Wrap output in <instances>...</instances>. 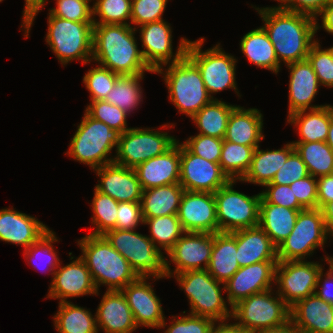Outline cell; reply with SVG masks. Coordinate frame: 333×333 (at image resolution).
<instances>
[{"instance_id": "67", "label": "cell", "mask_w": 333, "mask_h": 333, "mask_svg": "<svg viewBox=\"0 0 333 333\" xmlns=\"http://www.w3.org/2000/svg\"><path fill=\"white\" fill-rule=\"evenodd\" d=\"M327 49H328V51L330 52L331 56L333 57V46H331V47H329V48H327Z\"/></svg>"}, {"instance_id": "40", "label": "cell", "mask_w": 333, "mask_h": 333, "mask_svg": "<svg viewBox=\"0 0 333 333\" xmlns=\"http://www.w3.org/2000/svg\"><path fill=\"white\" fill-rule=\"evenodd\" d=\"M255 148L223 139L220 167L229 180H242L248 172Z\"/></svg>"}, {"instance_id": "1", "label": "cell", "mask_w": 333, "mask_h": 333, "mask_svg": "<svg viewBox=\"0 0 333 333\" xmlns=\"http://www.w3.org/2000/svg\"><path fill=\"white\" fill-rule=\"evenodd\" d=\"M251 6L260 15L280 65L307 59L311 46L318 40L315 18L279 7Z\"/></svg>"}, {"instance_id": "35", "label": "cell", "mask_w": 333, "mask_h": 333, "mask_svg": "<svg viewBox=\"0 0 333 333\" xmlns=\"http://www.w3.org/2000/svg\"><path fill=\"white\" fill-rule=\"evenodd\" d=\"M301 210L289 209L272 203L259 204V226L278 247L292 232Z\"/></svg>"}, {"instance_id": "58", "label": "cell", "mask_w": 333, "mask_h": 333, "mask_svg": "<svg viewBox=\"0 0 333 333\" xmlns=\"http://www.w3.org/2000/svg\"><path fill=\"white\" fill-rule=\"evenodd\" d=\"M328 265L329 268L326 273H324L325 268H323L318 275L315 294H317L324 301L333 304V263L329 262Z\"/></svg>"}, {"instance_id": "29", "label": "cell", "mask_w": 333, "mask_h": 333, "mask_svg": "<svg viewBox=\"0 0 333 333\" xmlns=\"http://www.w3.org/2000/svg\"><path fill=\"white\" fill-rule=\"evenodd\" d=\"M236 247L240 267L262 261H278L277 247L259 225L236 230Z\"/></svg>"}, {"instance_id": "59", "label": "cell", "mask_w": 333, "mask_h": 333, "mask_svg": "<svg viewBox=\"0 0 333 333\" xmlns=\"http://www.w3.org/2000/svg\"><path fill=\"white\" fill-rule=\"evenodd\" d=\"M333 201V174L317 178V208Z\"/></svg>"}, {"instance_id": "31", "label": "cell", "mask_w": 333, "mask_h": 333, "mask_svg": "<svg viewBox=\"0 0 333 333\" xmlns=\"http://www.w3.org/2000/svg\"><path fill=\"white\" fill-rule=\"evenodd\" d=\"M294 145L288 142L280 149L261 150L255 148L250 168L239 182L264 186L270 183L277 171L284 165L289 155L294 151Z\"/></svg>"}, {"instance_id": "63", "label": "cell", "mask_w": 333, "mask_h": 333, "mask_svg": "<svg viewBox=\"0 0 333 333\" xmlns=\"http://www.w3.org/2000/svg\"><path fill=\"white\" fill-rule=\"evenodd\" d=\"M255 333H298L296 329L294 328L291 321L286 323L285 325L276 327V328H270L266 330H261Z\"/></svg>"}, {"instance_id": "4", "label": "cell", "mask_w": 333, "mask_h": 333, "mask_svg": "<svg viewBox=\"0 0 333 333\" xmlns=\"http://www.w3.org/2000/svg\"><path fill=\"white\" fill-rule=\"evenodd\" d=\"M156 73L162 75L169 93L168 100L178 112L189 118L213 100L199 69L186 55L177 62L159 68Z\"/></svg>"}, {"instance_id": "14", "label": "cell", "mask_w": 333, "mask_h": 333, "mask_svg": "<svg viewBox=\"0 0 333 333\" xmlns=\"http://www.w3.org/2000/svg\"><path fill=\"white\" fill-rule=\"evenodd\" d=\"M323 268L318 261H278L275 268L277 294L292 307L315 293L318 275Z\"/></svg>"}, {"instance_id": "50", "label": "cell", "mask_w": 333, "mask_h": 333, "mask_svg": "<svg viewBox=\"0 0 333 333\" xmlns=\"http://www.w3.org/2000/svg\"><path fill=\"white\" fill-rule=\"evenodd\" d=\"M56 7L49 8L55 17L76 22H93L92 0H55Z\"/></svg>"}, {"instance_id": "36", "label": "cell", "mask_w": 333, "mask_h": 333, "mask_svg": "<svg viewBox=\"0 0 333 333\" xmlns=\"http://www.w3.org/2000/svg\"><path fill=\"white\" fill-rule=\"evenodd\" d=\"M53 323L57 333H100L96 313L70 301L59 303Z\"/></svg>"}, {"instance_id": "25", "label": "cell", "mask_w": 333, "mask_h": 333, "mask_svg": "<svg viewBox=\"0 0 333 333\" xmlns=\"http://www.w3.org/2000/svg\"><path fill=\"white\" fill-rule=\"evenodd\" d=\"M181 142L165 153L139 164L136 174L143 190L180 183Z\"/></svg>"}, {"instance_id": "38", "label": "cell", "mask_w": 333, "mask_h": 333, "mask_svg": "<svg viewBox=\"0 0 333 333\" xmlns=\"http://www.w3.org/2000/svg\"><path fill=\"white\" fill-rule=\"evenodd\" d=\"M143 76L144 74L119 76L105 101L118 106L128 114L133 113L143 102V89L140 83L144 79Z\"/></svg>"}, {"instance_id": "21", "label": "cell", "mask_w": 333, "mask_h": 333, "mask_svg": "<svg viewBox=\"0 0 333 333\" xmlns=\"http://www.w3.org/2000/svg\"><path fill=\"white\" fill-rule=\"evenodd\" d=\"M177 215L185 232H219L214 193L185 190Z\"/></svg>"}, {"instance_id": "33", "label": "cell", "mask_w": 333, "mask_h": 333, "mask_svg": "<svg viewBox=\"0 0 333 333\" xmlns=\"http://www.w3.org/2000/svg\"><path fill=\"white\" fill-rule=\"evenodd\" d=\"M240 50L248 62L257 67L267 69L274 74L281 70L273 44L270 42L267 32L262 26L252 29L240 40Z\"/></svg>"}, {"instance_id": "42", "label": "cell", "mask_w": 333, "mask_h": 333, "mask_svg": "<svg viewBox=\"0 0 333 333\" xmlns=\"http://www.w3.org/2000/svg\"><path fill=\"white\" fill-rule=\"evenodd\" d=\"M54 242H59V239L56 233L50 229L36 243L23 250V256L29 265L37 270L48 271L52 278L61 262L58 252L55 251Z\"/></svg>"}, {"instance_id": "22", "label": "cell", "mask_w": 333, "mask_h": 333, "mask_svg": "<svg viewBox=\"0 0 333 333\" xmlns=\"http://www.w3.org/2000/svg\"><path fill=\"white\" fill-rule=\"evenodd\" d=\"M93 171L100 179L94 187L97 191L117 202H140L143 189L135 169L112 162Z\"/></svg>"}, {"instance_id": "52", "label": "cell", "mask_w": 333, "mask_h": 333, "mask_svg": "<svg viewBox=\"0 0 333 333\" xmlns=\"http://www.w3.org/2000/svg\"><path fill=\"white\" fill-rule=\"evenodd\" d=\"M310 175L306 164L300 155L294 150L287 158L284 165L274 175L272 181L267 184L290 185Z\"/></svg>"}, {"instance_id": "9", "label": "cell", "mask_w": 333, "mask_h": 333, "mask_svg": "<svg viewBox=\"0 0 333 333\" xmlns=\"http://www.w3.org/2000/svg\"><path fill=\"white\" fill-rule=\"evenodd\" d=\"M205 38L195 41L189 40L186 48V56L199 69L205 87L212 97L223 90L232 89L238 97H241L236 81V63L238 59L232 54L226 53L220 43L203 51Z\"/></svg>"}, {"instance_id": "15", "label": "cell", "mask_w": 333, "mask_h": 333, "mask_svg": "<svg viewBox=\"0 0 333 333\" xmlns=\"http://www.w3.org/2000/svg\"><path fill=\"white\" fill-rule=\"evenodd\" d=\"M135 30L139 32L140 42H142V56L153 72L181 60L186 55L189 39L181 37L174 53L172 27L165 19L143 24Z\"/></svg>"}, {"instance_id": "6", "label": "cell", "mask_w": 333, "mask_h": 333, "mask_svg": "<svg viewBox=\"0 0 333 333\" xmlns=\"http://www.w3.org/2000/svg\"><path fill=\"white\" fill-rule=\"evenodd\" d=\"M169 278H175L180 289L184 290L190 314L211 318L215 322L231 320L232 307L222 294L225 293V284L215 280L206 269L189 270Z\"/></svg>"}, {"instance_id": "26", "label": "cell", "mask_w": 333, "mask_h": 333, "mask_svg": "<svg viewBox=\"0 0 333 333\" xmlns=\"http://www.w3.org/2000/svg\"><path fill=\"white\" fill-rule=\"evenodd\" d=\"M289 70L288 115L297 111L309 110L324 105H314L315 96L321 86L316 73L308 60L286 65Z\"/></svg>"}, {"instance_id": "55", "label": "cell", "mask_w": 333, "mask_h": 333, "mask_svg": "<svg viewBox=\"0 0 333 333\" xmlns=\"http://www.w3.org/2000/svg\"><path fill=\"white\" fill-rule=\"evenodd\" d=\"M290 188L304 209L317 208V178L308 175L290 184Z\"/></svg>"}, {"instance_id": "39", "label": "cell", "mask_w": 333, "mask_h": 333, "mask_svg": "<svg viewBox=\"0 0 333 333\" xmlns=\"http://www.w3.org/2000/svg\"><path fill=\"white\" fill-rule=\"evenodd\" d=\"M315 178L333 174V151L326 142H291Z\"/></svg>"}, {"instance_id": "65", "label": "cell", "mask_w": 333, "mask_h": 333, "mask_svg": "<svg viewBox=\"0 0 333 333\" xmlns=\"http://www.w3.org/2000/svg\"><path fill=\"white\" fill-rule=\"evenodd\" d=\"M330 238H333V229L329 233V239ZM323 258H324V262H327L326 264H328L329 262L333 263V256H328V254H327V255H325V257L323 256Z\"/></svg>"}, {"instance_id": "27", "label": "cell", "mask_w": 333, "mask_h": 333, "mask_svg": "<svg viewBox=\"0 0 333 333\" xmlns=\"http://www.w3.org/2000/svg\"><path fill=\"white\" fill-rule=\"evenodd\" d=\"M95 313L98 331L133 333L138 329L133 313L121 290H106Z\"/></svg>"}, {"instance_id": "2", "label": "cell", "mask_w": 333, "mask_h": 333, "mask_svg": "<svg viewBox=\"0 0 333 333\" xmlns=\"http://www.w3.org/2000/svg\"><path fill=\"white\" fill-rule=\"evenodd\" d=\"M131 25L94 24L92 62L122 75L153 72L138 48Z\"/></svg>"}, {"instance_id": "45", "label": "cell", "mask_w": 333, "mask_h": 333, "mask_svg": "<svg viewBox=\"0 0 333 333\" xmlns=\"http://www.w3.org/2000/svg\"><path fill=\"white\" fill-rule=\"evenodd\" d=\"M85 112L90 117L105 123L121 134L131 128L127 125V116H129V114L105 100L91 101L89 105L86 106Z\"/></svg>"}, {"instance_id": "60", "label": "cell", "mask_w": 333, "mask_h": 333, "mask_svg": "<svg viewBox=\"0 0 333 333\" xmlns=\"http://www.w3.org/2000/svg\"><path fill=\"white\" fill-rule=\"evenodd\" d=\"M321 17V24L318 23ZM323 29L325 32L333 35V0H330L325 8L321 11V13L316 18V32L318 30Z\"/></svg>"}, {"instance_id": "13", "label": "cell", "mask_w": 333, "mask_h": 333, "mask_svg": "<svg viewBox=\"0 0 333 333\" xmlns=\"http://www.w3.org/2000/svg\"><path fill=\"white\" fill-rule=\"evenodd\" d=\"M238 180H229L214 192L219 232H233L259 224L261 193L246 195L234 188Z\"/></svg>"}, {"instance_id": "7", "label": "cell", "mask_w": 333, "mask_h": 333, "mask_svg": "<svg viewBox=\"0 0 333 333\" xmlns=\"http://www.w3.org/2000/svg\"><path fill=\"white\" fill-rule=\"evenodd\" d=\"M45 42L64 67L73 60L92 62L93 22H76L48 13Z\"/></svg>"}, {"instance_id": "10", "label": "cell", "mask_w": 333, "mask_h": 333, "mask_svg": "<svg viewBox=\"0 0 333 333\" xmlns=\"http://www.w3.org/2000/svg\"><path fill=\"white\" fill-rule=\"evenodd\" d=\"M231 309V319L247 333L276 328L290 321V307L276 289L255 293L240 300Z\"/></svg>"}, {"instance_id": "64", "label": "cell", "mask_w": 333, "mask_h": 333, "mask_svg": "<svg viewBox=\"0 0 333 333\" xmlns=\"http://www.w3.org/2000/svg\"><path fill=\"white\" fill-rule=\"evenodd\" d=\"M326 143L329 145V147L333 151V115L331 116L328 135H327V138H326Z\"/></svg>"}, {"instance_id": "32", "label": "cell", "mask_w": 333, "mask_h": 333, "mask_svg": "<svg viewBox=\"0 0 333 333\" xmlns=\"http://www.w3.org/2000/svg\"><path fill=\"white\" fill-rule=\"evenodd\" d=\"M236 231L214 233V244L207 271L225 284L240 268L237 261Z\"/></svg>"}, {"instance_id": "17", "label": "cell", "mask_w": 333, "mask_h": 333, "mask_svg": "<svg viewBox=\"0 0 333 333\" xmlns=\"http://www.w3.org/2000/svg\"><path fill=\"white\" fill-rule=\"evenodd\" d=\"M228 181L219 163L195 155L181 142L180 185L184 190L214 193Z\"/></svg>"}, {"instance_id": "46", "label": "cell", "mask_w": 333, "mask_h": 333, "mask_svg": "<svg viewBox=\"0 0 333 333\" xmlns=\"http://www.w3.org/2000/svg\"><path fill=\"white\" fill-rule=\"evenodd\" d=\"M119 76L108 68L97 64L95 68L93 66L85 73L82 83L89 91L91 101L105 100Z\"/></svg>"}, {"instance_id": "43", "label": "cell", "mask_w": 333, "mask_h": 333, "mask_svg": "<svg viewBox=\"0 0 333 333\" xmlns=\"http://www.w3.org/2000/svg\"><path fill=\"white\" fill-rule=\"evenodd\" d=\"M93 216L91 223L94 229L92 235H104L115 228L119 202L94 188V196L90 204Z\"/></svg>"}, {"instance_id": "12", "label": "cell", "mask_w": 333, "mask_h": 333, "mask_svg": "<svg viewBox=\"0 0 333 333\" xmlns=\"http://www.w3.org/2000/svg\"><path fill=\"white\" fill-rule=\"evenodd\" d=\"M329 233L321 209L299 211L292 232L277 247L278 261L307 260L316 249L324 250Z\"/></svg>"}, {"instance_id": "61", "label": "cell", "mask_w": 333, "mask_h": 333, "mask_svg": "<svg viewBox=\"0 0 333 333\" xmlns=\"http://www.w3.org/2000/svg\"><path fill=\"white\" fill-rule=\"evenodd\" d=\"M230 320L227 321H218L215 322L209 333H247L236 323H230Z\"/></svg>"}, {"instance_id": "56", "label": "cell", "mask_w": 333, "mask_h": 333, "mask_svg": "<svg viewBox=\"0 0 333 333\" xmlns=\"http://www.w3.org/2000/svg\"><path fill=\"white\" fill-rule=\"evenodd\" d=\"M330 0H282L279 8L317 18Z\"/></svg>"}, {"instance_id": "23", "label": "cell", "mask_w": 333, "mask_h": 333, "mask_svg": "<svg viewBox=\"0 0 333 333\" xmlns=\"http://www.w3.org/2000/svg\"><path fill=\"white\" fill-rule=\"evenodd\" d=\"M290 321L298 333H333V304L314 293L290 307Z\"/></svg>"}, {"instance_id": "51", "label": "cell", "mask_w": 333, "mask_h": 333, "mask_svg": "<svg viewBox=\"0 0 333 333\" xmlns=\"http://www.w3.org/2000/svg\"><path fill=\"white\" fill-rule=\"evenodd\" d=\"M192 153L210 162L219 163L223 139L197 134L182 142Z\"/></svg>"}, {"instance_id": "66", "label": "cell", "mask_w": 333, "mask_h": 333, "mask_svg": "<svg viewBox=\"0 0 333 333\" xmlns=\"http://www.w3.org/2000/svg\"><path fill=\"white\" fill-rule=\"evenodd\" d=\"M274 1H278V5L277 6H267V7H280L282 0H274Z\"/></svg>"}, {"instance_id": "49", "label": "cell", "mask_w": 333, "mask_h": 333, "mask_svg": "<svg viewBox=\"0 0 333 333\" xmlns=\"http://www.w3.org/2000/svg\"><path fill=\"white\" fill-rule=\"evenodd\" d=\"M168 0H134L131 6V26L137 28L149 22L163 20ZM135 25V26H133Z\"/></svg>"}, {"instance_id": "54", "label": "cell", "mask_w": 333, "mask_h": 333, "mask_svg": "<svg viewBox=\"0 0 333 333\" xmlns=\"http://www.w3.org/2000/svg\"><path fill=\"white\" fill-rule=\"evenodd\" d=\"M144 223L140 202H119L114 229L134 230Z\"/></svg>"}, {"instance_id": "37", "label": "cell", "mask_w": 333, "mask_h": 333, "mask_svg": "<svg viewBox=\"0 0 333 333\" xmlns=\"http://www.w3.org/2000/svg\"><path fill=\"white\" fill-rule=\"evenodd\" d=\"M236 106L222 101V98L213 99L190 119L195 123L198 134L224 139L229 116Z\"/></svg>"}, {"instance_id": "20", "label": "cell", "mask_w": 333, "mask_h": 333, "mask_svg": "<svg viewBox=\"0 0 333 333\" xmlns=\"http://www.w3.org/2000/svg\"><path fill=\"white\" fill-rule=\"evenodd\" d=\"M150 279L154 282L160 280L159 278L139 277L121 291L126 297L138 328L144 326L158 330L166 317L160 298L156 295L152 283L148 282Z\"/></svg>"}, {"instance_id": "8", "label": "cell", "mask_w": 333, "mask_h": 333, "mask_svg": "<svg viewBox=\"0 0 333 333\" xmlns=\"http://www.w3.org/2000/svg\"><path fill=\"white\" fill-rule=\"evenodd\" d=\"M103 236L130 263L139 277L168 278L166 256L148 235L136 232V229H112Z\"/></svg>"}, {"instance_id": "3", "label": "cell", "mask_w": 333, "mask_h": 333, "mask_svg": "<svg viewBox=\"0 0 333 333\" xmlns=\"http://www.w3.org/2000/svg\"><path fill=\"white\" fill-rule=\"evenodd\" d=\"M76 242L98 291L101 285H105L107 291L122 290L139 278L130 263L103 235L88 234Z\"/></svg>"}, {"instance_id": "48", "label": "cell", "mask_w": 333, "mask_h": 333, "mask_svg": "<svg viewBox=\"0 0 333 333\" xmlns=\"http://www.w3.org/2000/svg\"><path fill=\"white\" fill-rule=\"evenodd\" d=\"M319 41L311 46L307 60L316 73L320 85L333 89V57L327 48L322 49Z\"/></svg>"}, {"instance_id": "11", "label": "cell", "mask_w": 333, "mask_h": 333, "mask_svg": "<svg viewBox=\"0 0 333 333\" xmlns=\"http://www.w3.org/2000/svg\"><path fill=\"white\" fill-rule=\"evenodd\" d=\"M174 123L153 128L132 127L121 134L115 150L114 163L135 169L139 164L169 150L177 139L162 128H173Z\"/></svg>"}, {"instance_id": "5", "label": "cell", "mask_w": 333, "mask_h": 333, "mask_svg": "<svg viewBox=\"0 0 333 333\" xmlns=\"http://www.w3.org/2000/svg\"><path fill=\"white\" fill-rule=\"evenodd\" d=\"M120 136L119 131L95 120L84 111L65 154L94 170L114 161L112 150L117 148Z\"/></svg>"}, {"instance_id": "30", "label": "cell", "mask_w": 333, "mask_h": 333, "mask_svg": "<svg viewBox=\"0 0 333 333\" xmlns=\"http://www.w3.org/2000/svg\"><path fill=\"white\" fill-rule=\"evenodd\" d=\"M333 115V106L324 104V106L302 110L287 116V124L293 125L299 136V140L292 142H326L331 116Z\"/></svg>"}, {"instance_id": "16", "label": "cell", "mask_w": 333, "mask_h": 333, "mask_svg": "<svg viewBox=\"0 0 333 333\" xmlns=\"http://www.w3.org/2000/svg\"><path fill=\"white\" fill-rule=\"evenodd\" d=\"M213 244L214 233L185 232L166 254L168 278L189 270L207 269ZM171 263L175 265L174 270Z\"/></svg>"}, {"instance_id": "18", "label": "cell", "mask_w": 333, "mask_h": 333, "mask_svg": "<svg viewBox=\"0 0 333 333\" xmlns=\"http://www.w3.org/2000/svg\"><path fill=\"white\" fill-rule=\"evenodd\" d=\"M70 260L72 261L69 264L63 266L60 262L51 279L46 298L58 299L60 303L84 295L99 296L100 291L97 290L83 259L80 256H71Z\"/></svg>"}, {"instance_id": "19", "label": "cell", "mask_w": 333, "mask_h": 333, "mask_svg": "<svg viewBox=\"0 0 333 333\" xmlns=\"http://www.w3.org/2000/svg\"><path fill=\"white\" fill-rule=\"evenodd\" d=\"M278 261H262L240 267L225 283L228 303L234 306L240 300L275 286V268Z\"/></svg>"}, {"instance_id": "41", "label": "cell", "mask_w": 333, "mask_h": 333, "mask_svg": "<svg viewBox=\"0 0 333 333\" xmlns=\"http://www.w3.org/2000/svg\"><path fill=\"white\" fill-rule=\"evenodd\" d=\"M143 225H148L154 245L166 255L176 241L185 233L177 214L144 218Z\"/></svg>"}, {"instance_id": "34", "label": "cell", "mask_w": 333, "mask_h": 333, "mask_svg": "<svg viewBox=\"0 0 333 333\" xmlns=\"http://www.w3.org/2000/svg\"><path fill=\"white\" fill-rule=\"evenodd\" d=\"M184 191L180 183L143 190L140 200L143 218L178 214Z\"/></svg>"}, {"instance_id": "62", "label": "cell", "mask_w": 333, "mask_h": 333, "mask_svg": "<svg viewBox=\"0 0 333 333\" xmlns=\"http://www.w3.org/2000/svg\"><path fill=\"white\" fill-rule=\"evenodd\" d=\"M324 222L330 232L333 229V201L326 203L322 208Z\"/></svg>"}, {"instance_id": "24", "label": "cell", "mask_w": 333, "mask_h": 333, "mask_svg": "<svg viewBox=\"0 0 333 333\" xmlns=\"http://www.w3.org/2000/svg\"><path fill=\"white\" fill-rule=\"evenodd\" d=\"M50 228L36 217L15 210L0 209V240L23 246V250L36 243Z\"/></svg>"}, {"instance_id": "44", "label": "cell", "mask_w": 333, "mask_h": 333, "mask_svg": "<svg viewBox=\"0 0 333 333\" xmlns=\"http://www.w3.org/2000/svg\"><path fill=\"white\" fill-rule=\"evenodd\" d=\"M131 6V0H93V23L131 25Z\"/></svg>"}, {"instance_id": "28", "label": "cell", "mask_w": 333, "mask_h": 333, "mask_svg": "<svg viewBox=\"0 0 333 333\" xmlns=\"http://www.w3.org/2000/svg\"><path fill=\"white\" fill-rule=\"evenodd\" d=\"M263 115L257 108L236 106L228 119L225 141L257 148L265 139Z\"/></svg>"}, {"instance_id": "47", "label": "cell", "mask_w": 333, "mask_h": 333, "mask_svg": "<svg viewBox=\"0 0 333 333\" xmlns=\"http://www.w3.org/2000/svg\"><path fill=\"white\" fill-rule=\"evenodd\" d=\"M183 314L179 316L172 315L170 325H167L166 318L162 322L160 329H164L163 333H209L215 321L211 318L202 317L193 314ZM185 314V315H184ZM180 317V318H179Z\"/></svg>"}, {"instance_id": "53", "label": "cell", "mask_w": 333, "mask_h": 333, "mask_svg": "<svg viewBox=\"0 0 333 333\" xmlns=\"http://www.w3.org/2000/svg\"><path fill=\"white\" fill-rule=\"evenodd\" d=\"M265 190L260 191V203H272L289 209L304 210L296 199L290 185L265 184Z\"/></svg>"}, {"instance_id": "57", "label": "cell", "mask_w": 333, "mask_h": 333, "mask_svg": "<svg viewBox=\"0 0 333 333\" xmlns=\"http://www.w3.org/2000/svg\"><path fill=\"white\" fill-rule=\"evenodd\" d=\"M48 0H25L24 9L22 11V23L20 30L24 29V38L29 37L30 30L37 14L45 8Z\"/></svg>"}]
</instances>
